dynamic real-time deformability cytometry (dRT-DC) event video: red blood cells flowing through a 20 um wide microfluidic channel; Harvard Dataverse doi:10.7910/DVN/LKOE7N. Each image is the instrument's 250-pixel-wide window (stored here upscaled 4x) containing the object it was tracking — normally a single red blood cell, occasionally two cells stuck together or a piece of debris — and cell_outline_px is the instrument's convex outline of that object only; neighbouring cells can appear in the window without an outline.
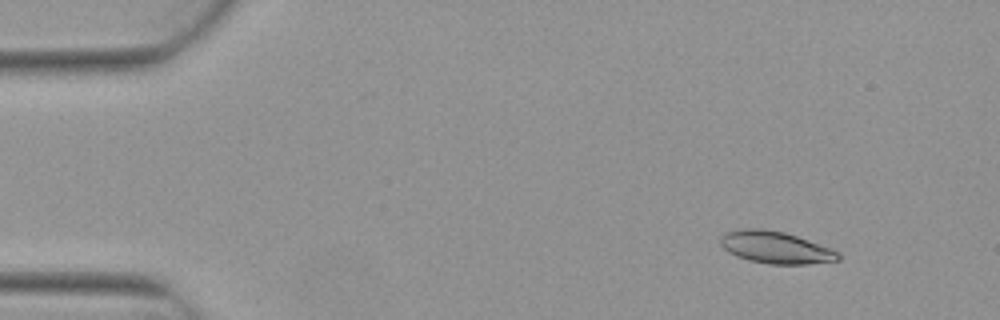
{"species": "Egyptian fruit bat (a non-hibernating species)", "species_latin": "Rousettus aegyptiacus", "temperature_condition": "warm", "stored_images_in_passage": 4, "camera_frame_rate_fps": 3000, "um_per_image_px": 0.085, "animal": {"sex": "female"}, "frame": {"image": 1, "passage_image": 2, "time_ms": 0.333, "image_size_px": [1000, 320], "cell_outline_px": [[840, 260], [804, 264], [768, 264], [748, 260], [736, 256], [728, 252], [720, 244], [720, 236], [724, 232], [736, 228], [764, 228], [784, 232], [808, 240], [840, 252]], "centroid_in_image_um": [65.87, 21.02], "position_along_channel_um": 19.1, "area_um2": 22.2}}